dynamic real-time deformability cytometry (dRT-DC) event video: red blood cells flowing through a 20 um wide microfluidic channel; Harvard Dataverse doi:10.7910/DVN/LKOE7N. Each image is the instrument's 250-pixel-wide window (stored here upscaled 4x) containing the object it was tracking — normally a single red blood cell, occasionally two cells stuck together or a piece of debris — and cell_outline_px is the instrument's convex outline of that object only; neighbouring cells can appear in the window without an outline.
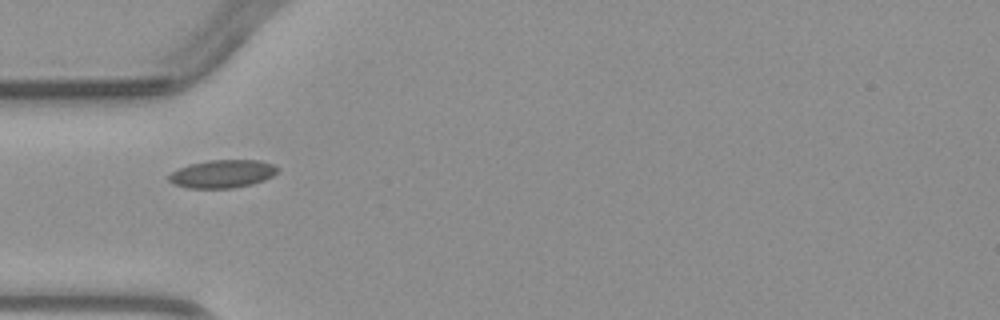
{"species": "common noctule bat (a hibernating species)", "species_latin": "Nyctalus noctula", "temperature_condition": "warm", "stored_images_in_passage": 1, "camera_frame_rate_fps": 3000, "um_per_image_px": 0.085, "animal": {"sex": "male", "body_mass_g": 23.1, "forearm_length_mm": 52.7}, "frame": {"image": 1, "passage_image": 1, "time_ms": 0.0, "image_size_px": [1000, 320], "cell_outline_px": [[280, 168], [272, 176], [264, 180], [252, 184], [232, 188], [188, 188], [176, 184], [168, 180], [168, 176], [172, 172], [188, 164], [208, 160], [260, 160], [272, 164]], "centroid_in_image_um": [18.92, 14.77], "position_along_channel_um": 66.1, "area_um2": 17.69}}